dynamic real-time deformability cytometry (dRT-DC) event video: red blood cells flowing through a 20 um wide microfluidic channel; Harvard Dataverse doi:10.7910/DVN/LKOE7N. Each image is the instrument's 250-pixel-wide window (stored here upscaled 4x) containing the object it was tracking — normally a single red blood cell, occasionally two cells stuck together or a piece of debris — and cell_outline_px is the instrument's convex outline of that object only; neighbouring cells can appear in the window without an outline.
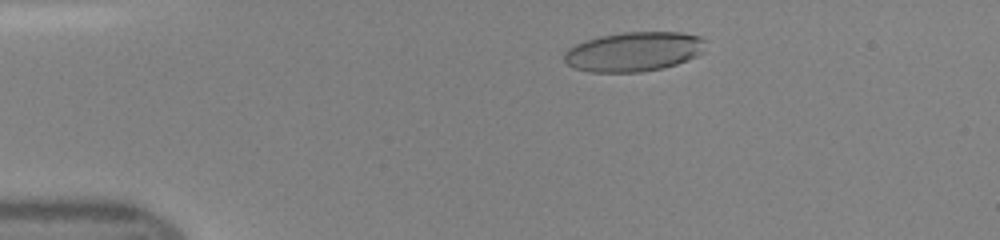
{"species": "human", "species_latin": "Homo sapiens", "temperature_condition": "room temperature", "stored_images_in_passage": 46, "camera_frame_rate_fps": 3000, "um_per_image_px": 0.085, "donor": {"sex": "female"}, "frame": {"image": 1, "passage_image": 8, "time_ms": 2.333, "image_size_px": [1000, 240], "cell_outline_px": [[704, 52], [688, 60], [676, 64], [660, 68], [640, 72], [592, 72], [576, 68], [568, 64], [564, 60], [564, 52], [568, 48], [584, 40], [600, 36], [624, 32], [680, 32], [700, 36], [704, 40]], "centroid_in_image_um": [53.87, 4.38], "position_along_channel_um": 31.1, "area_um2": 32.48}}
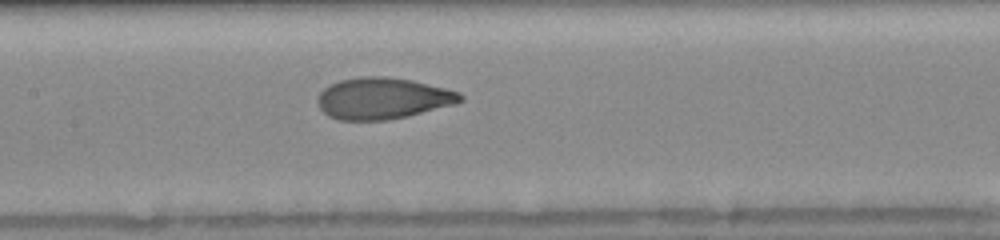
{"frame": {"image": 2, "passage_image": 22, "time_ms": 7.0, "image_size_px": [1000, 240], "cell_outline_px": [[464, 100], [456, 104], [408, 116], [388, 120], [340, 120], [328, 116], [320, 108], [316, 100], [320, 92], [324, 88], [340, 80], [360, 76], [388, 76], [412, 80], [460, 92], [464, 96]], "centroid_in_image_um": [32.55, 8.36], "position_along_channel_um": 174.9, "area_um2": 34.62}}
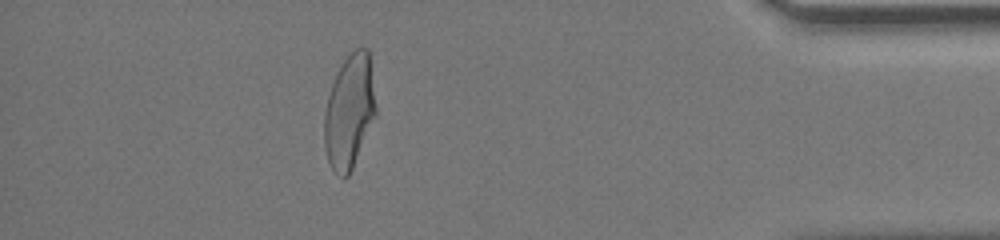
{"frame": {"image": 3, "passage_image": 41, "time_ms": 13.333, "image_size_px": [1000, 240], "cell_outline_px": [[376, 116], [352, 168], [348, 176], [344, 176], [336, 172], [332, 168], [328, 160], [324, 148], [324, 112], [328, 96], [336, 72], [344, 60], [356, 48], [368, 48], [376, 108]], "centroid_in_image_um": [29.69, 9.47], "position_along_channel_um": 405.5, "area_um2": 33.81}}